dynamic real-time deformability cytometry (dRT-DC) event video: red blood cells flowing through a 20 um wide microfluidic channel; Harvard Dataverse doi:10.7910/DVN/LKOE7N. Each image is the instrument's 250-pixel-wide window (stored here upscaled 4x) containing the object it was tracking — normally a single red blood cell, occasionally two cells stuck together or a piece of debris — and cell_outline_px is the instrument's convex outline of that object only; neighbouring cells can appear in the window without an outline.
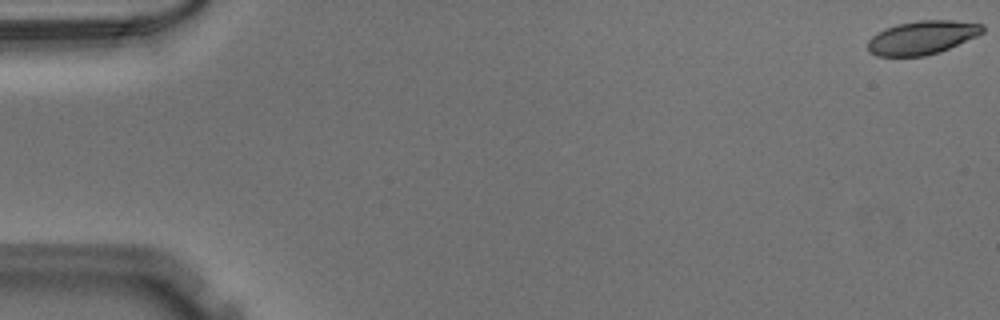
{"species": "Egyptian fruit bat (a non-hibernating species)", "species_latin": "Rousettus aegyptiacus", "temperature_condition": "warm", "stored_images_in_passage": 44, "camera_frame_rate_fps": 3000, "um_per_image_px": 0.085, "animal": {"sex": "male"}, "frame": {"image": 1, "passage_image": 1, "time_ms": 0.0, "image_size_px": [1000, 320], "cell_outline_px": [[984, 32], [976, 36], [940, 52], [924, 56], [876, 56], [868, 52], [868, 40], [872, 36], [884, 28], [896, 24], [920, 20], [952, 20], [984, 24]], "centroid_in_image_um": [78.36, 3.19], "position_along_channel_um": 6.6, "area_um2": 22.54}}
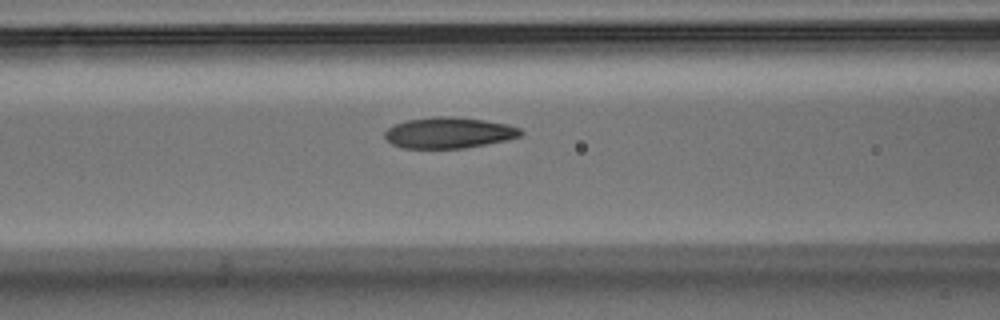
{"frame": {"image": 2, "passage_image": 22, "time_ms": 7.0, "image_size_px": [1000, 320], "cell_outline_px": [[524, 132], [520, 136], [508, 140], [464, 148], [400, 148], [392, 144], [384, 136], [384, 132], [392, 124], [408, 120], [432, 116], [452, 116], [484, 120], [508, 124], [520, 128]], "centroid_in_image_um": [38.15, 11.28], "position_along_channel_um": 128.5, "area_um2": 24.74}}
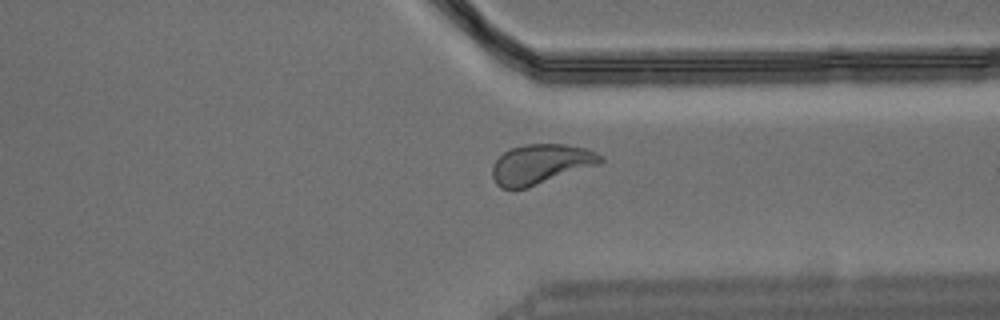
{"frame": {"image": 3, "passage_image": 40, "time_ms": 13.0, "image_size_px": [1000, 320], "cell_outline_px": [[604, 160], [600, 164], [528, 188], [500, 188], [496, 184], [492, 176], [492, 164], [504, 152], [512, 148], [524, 144], [564, 144], [588, 148], [604, 156]], "centroid_in_image_um": [45.99, 13.95], "position_along_channel_um": 365.4, "area_um2": 25.32}}